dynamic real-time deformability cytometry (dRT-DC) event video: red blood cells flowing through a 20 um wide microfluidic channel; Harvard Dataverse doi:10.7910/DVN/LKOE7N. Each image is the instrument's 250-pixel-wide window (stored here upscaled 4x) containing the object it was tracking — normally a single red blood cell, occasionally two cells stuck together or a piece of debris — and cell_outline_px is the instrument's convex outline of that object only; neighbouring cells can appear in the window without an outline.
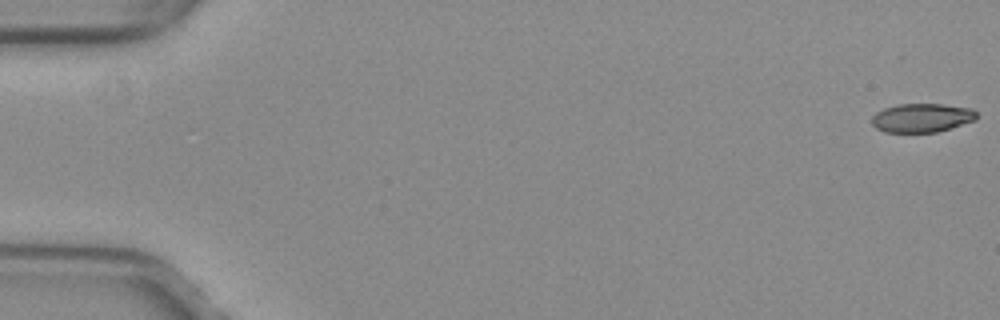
{"species": "common noctule bat (a hibernating species)", "species_latin": "Nyctalus noctula", "temperature_condition": "warm", "stored_images_in_passage": 53, "camera_frame_rate_fps": 3000, "um_per_image_px": 0.085, "animal": {"sex": "female", "body_mass_g": 29.2, "forearm_length_mm": 56.3}, "frame": {"image": 1, "passage_image": 1, "time_ms": 0.0, "image_size_px": [1000, 320], "cell_outline_px": [[976, 120], [936, 132], [884, 132], [876, 128], [872, 124], [872, 116], [876, 112], [884, 108], [900, 104], [944, 104], [972, 108], [976, 112]], "centroid_in_image_um": [78.35, 10.01], "position_along_channel_um": 6.7, "area_um2": 17.57}}
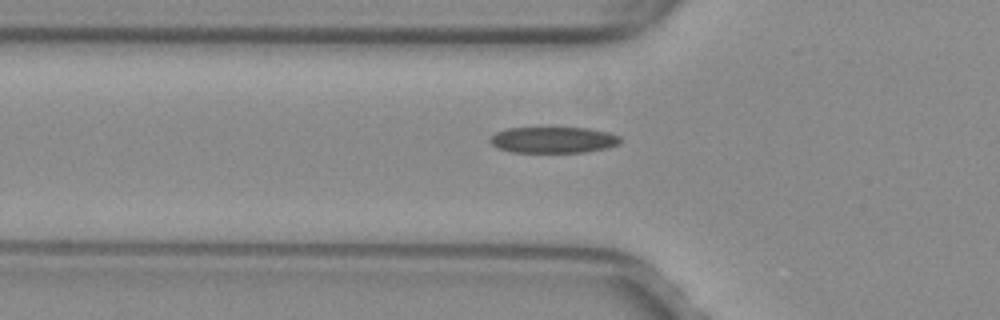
{"frame": {"image": 2, "passage_image": 19, "time_ms": 6.0, "image_size_px": [1000, 320], "cell_outline_px": [[620, 144], [604, 148], [584, 152], [512, 152], [496, 148], [488, 140], [496, 132], [508, 128], [588, 128], [608, 132], [620, 136]], "centroid_in_image_um": [47.01, 11.89], "position_along_channel_um": 78.8, "area_um2": 19.77}}
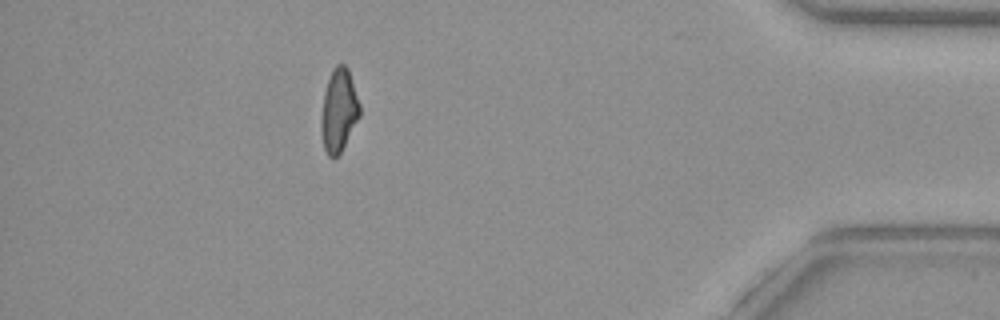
{"frame": {"image": 3, "passage_image": 47, "time_ms": 15.333, "image_size_px": [1000, 320], "cell_outline_px": [[360, 116], [340, 152], [336, 156], [328, 156], [324, 148], [320, 128], [320, 120], [324, 92], [332, 68], [336, 64], [344, 64], [348, 68], [360, 104]], "centroid_in_image_um": [28.79, 9.35], "position_along_channel_um": 406.4, "area_um2": 18.55}, "authors_computed_cell_mechanics": {"area_um2": 19.2474, "velocity_mm_per_s": 4.0324, "shape_relaxation_time_tau1_ms": null, "shape_relaxation_time_tau2_ms": 2.9833, "deformation_change_tau1": null, "deformation_change_tau2": 0.1129}}